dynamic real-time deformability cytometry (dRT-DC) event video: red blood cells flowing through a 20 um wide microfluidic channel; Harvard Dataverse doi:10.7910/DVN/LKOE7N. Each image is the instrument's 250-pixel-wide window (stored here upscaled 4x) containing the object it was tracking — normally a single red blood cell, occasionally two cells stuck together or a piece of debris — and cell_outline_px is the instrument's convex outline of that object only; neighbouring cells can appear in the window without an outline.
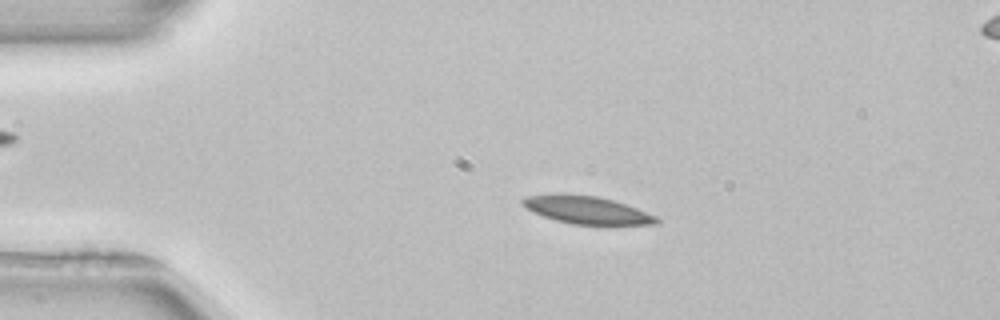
{"species": "common noctule bat (a hibernating species)", "species_latin": "Nyctalus noctula", "temperature_condition": "room temperature", "stored_images_in_passage": 44, "camera_frame_rate_fps": 3000, "um_per_image_px": 0.085, "animal": {"sex": "female", "body_mass_g": 22.7, "forearm_length_mm": 54.2}, "frame": {"image": 1, "passage_image": 3, "time_ms": 0.667, "image_size_px": [1000, 320], "cell_outline_px": [[660, 224], [572, 224], [556, 220], [532, 212], [520, 204], [520, 200], [528, 196], [552, 192], [564, 192], [596, 196], [612, 200], [636, 208], [656, 216], [660, 220]], "centroid_in_image_um": [49.79, 17.81], "position_along_channel_um": 35.2, "area_um2": 21.79}}
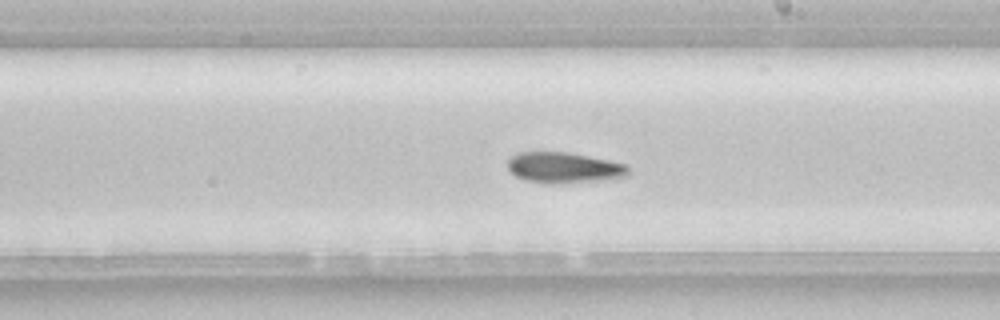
{"frame": {"image": 2, "passage_image": 22, "time_ms": 7.0, "image_size_px": [1000, 320], "cell_outline_px": [[628, 176], [616, 180], [556, 184], [552, 184], [524, 180], [516, 176], [508, 168], [508, 160], [516, 152], [568, 152], [628, 164]], "centroid_in_image_um": [48.0, 14.27], "position_along_channel_um": 241.0, "area_um2": 22.08}}